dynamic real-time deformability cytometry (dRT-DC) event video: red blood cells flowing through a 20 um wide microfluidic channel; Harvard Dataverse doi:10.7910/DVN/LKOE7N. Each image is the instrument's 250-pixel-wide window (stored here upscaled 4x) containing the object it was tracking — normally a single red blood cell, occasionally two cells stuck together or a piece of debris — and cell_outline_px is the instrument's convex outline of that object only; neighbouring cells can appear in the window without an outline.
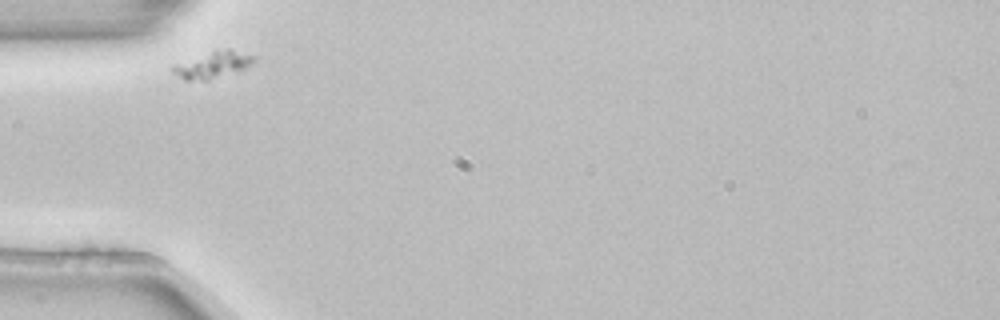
{"species": "common noctule bat (a hibernating species)", "species_latin": "Nyctalus noctula", "temperature_condition": "room temperature", "stored_images_in_passage": 1, "camera_frame_rate_fps": 3000, "um_per_image_px": 0.085, "animal": {"sex": "female", "body_mass_g": 22.7, "forearm_length_mm": 54.2}, "frame": {"image": 1, "passage_image": 1, "time_ms": 0.0, "image_size_px": [1000, 320], "cell_outline_px": [[252, 60], [244, 68], [208, 80], [184, 80], [172, 72], [172, 68], [176, 64], [216, 48], [228, 48], [252, 56]], "centroid_in_image_um": [18.0, 5.49], "position_along_channel_um": 67.0, "area_um2": 12.14}}